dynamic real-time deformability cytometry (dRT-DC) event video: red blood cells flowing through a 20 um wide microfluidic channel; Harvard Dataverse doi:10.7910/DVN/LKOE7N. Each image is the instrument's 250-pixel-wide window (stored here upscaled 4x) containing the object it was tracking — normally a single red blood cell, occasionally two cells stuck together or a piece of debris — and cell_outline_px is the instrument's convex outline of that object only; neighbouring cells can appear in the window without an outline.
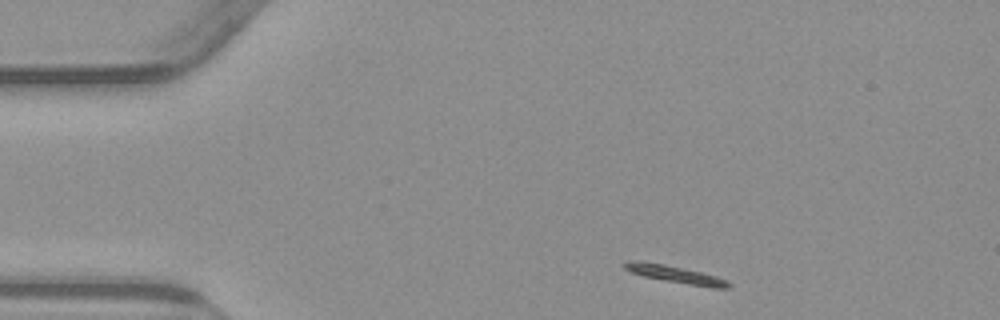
{"species": "common noctule bat (a hibernating species)", "species_latin": "Nyctalus noctula", "temperature_condition": "warm", "stored_images_in_passage": 25, "camera_frame_rate_fps": 3000, "um_per_image_px": 0.085, "animal": {"sex": "male", "body_mass_g": 23.1, "forearm_length_mm": 52.7}, "frame": {"image": 1, "passage_image": 1, "time_ms": 0.0, "image_size_px": [1000, 320], "cell_outline_px": [[732, 284], [728, 288], [712, 288], [644, 276], [632, 272], [624, 268], [624, 264], [628, 260], [644, 260], [664, 264], [700, 272], [716, 276]], "centroid_in_image_um": [57.37, 23.3], "position_along_channel_um": 27.6, "area_um2": 10.23}}
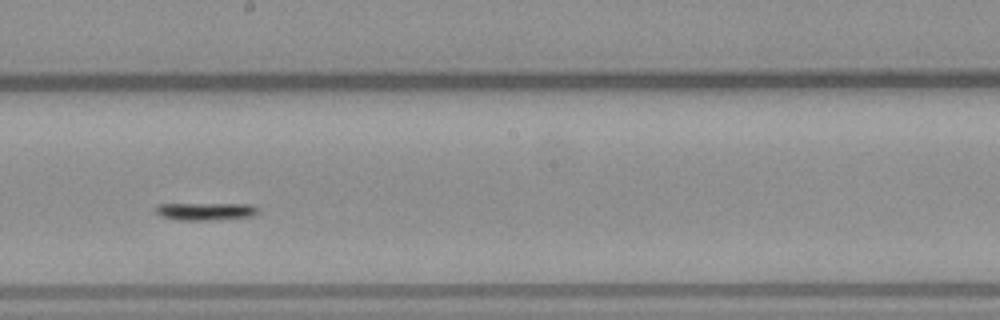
{"frame": {"image": 2, "passage_image": 22, "time_ms": 7.0, "image_size_px": [1000, 320], "cell_outline_px": [[260, 208], [252, 216], [208, 220], [176, 220], [160, 216], [156, 212], [156, 204], [252, 204]], "centroid_in_image_um": [17.45, 17.96], "position_along_channel_um": 230.8, "area_um2": 10.4}}
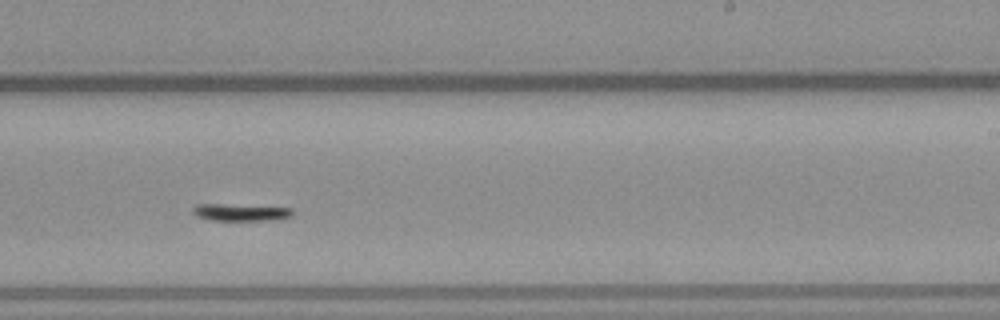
{"frame": {"image": 3, "passage_image": 25, "time_ms": 8.0, "image_size_px": [1000, 320], "cell_outline_px": [[296, 212], [292, 216], [272, 220], [208, 220], [196, 216], [192, 212], [192, 208], [196, 204], [224, 204], [292, 208]], "centroid_in_image_um": [20.44, 18.05], "position_along_channel_um": 268.6, "area_um2": 10.0}}